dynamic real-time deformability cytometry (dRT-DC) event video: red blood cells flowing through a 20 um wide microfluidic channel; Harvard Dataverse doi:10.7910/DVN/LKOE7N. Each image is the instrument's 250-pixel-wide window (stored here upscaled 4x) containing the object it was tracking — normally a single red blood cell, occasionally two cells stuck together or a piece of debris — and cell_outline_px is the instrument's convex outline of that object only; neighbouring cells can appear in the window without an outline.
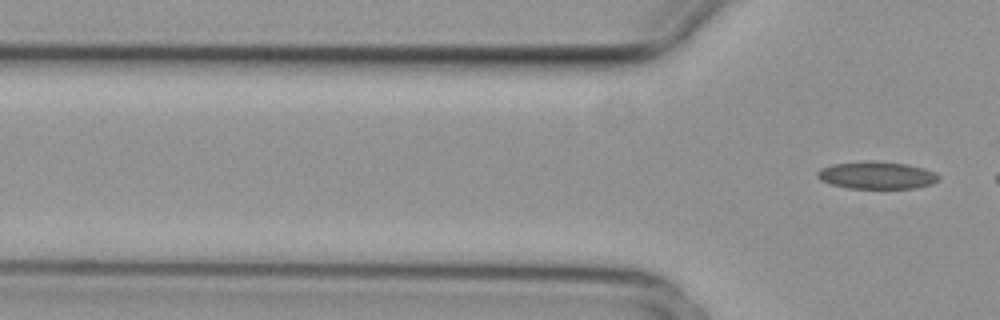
{"species": "common noctule bat (a hibernating species)", "species_latin": "Nyctalus noctula", "temperature_condition": "cold", "stored_images_in_passage": 4, "segment_of_instrument_passage": [2, 2], "camera_frame_rate_fps": 3000, "um_per_image_px": 0.085, "animal": {"sex": "female", "body_mass_g": 29.2, "forearm_length_mm": 56.3}, "frame": {"image": 1, "passage_image": 4, "time_ms": 1.0, "image_size_px": [1000, 320], "cell_outline_px": [[940, 176], [932, 184], [916, 188], [848, 188], [832, 184], [820, 180], [816, 176], [816, 172], [820, 168], [832, 164], [868, 160], [876, 160], [908, 164], [924, 168]], "centroid_in_image_um": [74.48, 14.88], "position_along_channel_um": 51.3, "area_um2": 19.48}}